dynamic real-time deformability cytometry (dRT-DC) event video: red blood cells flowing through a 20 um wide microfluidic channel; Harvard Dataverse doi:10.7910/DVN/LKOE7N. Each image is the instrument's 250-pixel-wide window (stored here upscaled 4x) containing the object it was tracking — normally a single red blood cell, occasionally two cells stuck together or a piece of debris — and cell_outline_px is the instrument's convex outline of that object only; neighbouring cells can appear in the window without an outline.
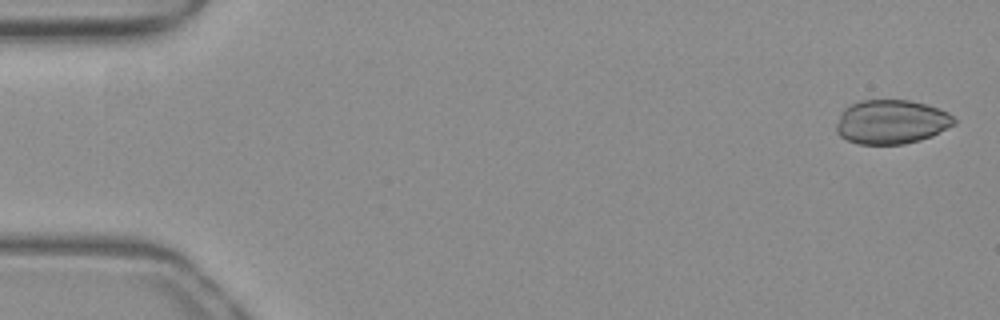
{"species": "common noctule bat (a hibernating species)", "species_latin": "Nyctalus noctula", "temperature_condition": "warm", "stored_images_in_passage": 23, "camera_frame_rate_fps": 3000, "um_per_image_px": 0.085, "animal": {"sex": "female", "body_mass_g": 19.3, "forearm_length_mm": 54.1}, "frame": {"image": 1, "passage_image": 2, "time_ms": 0.333, "image_size_px": [1000, 320], "cell_outline_px": [[956, 124], [932, 136], [920, 140], [904, 144], [860, 144], [848, 140], [840, 136], [836, 132], [836, 124], [844, 108], [860, 100], [908, 100], [924, 104], [948, 112], [956, 120]], "centroid_in_image_um": [75.77, 10.37], "position_along_channel_um": 9.2, "area_um2": 30.23}}